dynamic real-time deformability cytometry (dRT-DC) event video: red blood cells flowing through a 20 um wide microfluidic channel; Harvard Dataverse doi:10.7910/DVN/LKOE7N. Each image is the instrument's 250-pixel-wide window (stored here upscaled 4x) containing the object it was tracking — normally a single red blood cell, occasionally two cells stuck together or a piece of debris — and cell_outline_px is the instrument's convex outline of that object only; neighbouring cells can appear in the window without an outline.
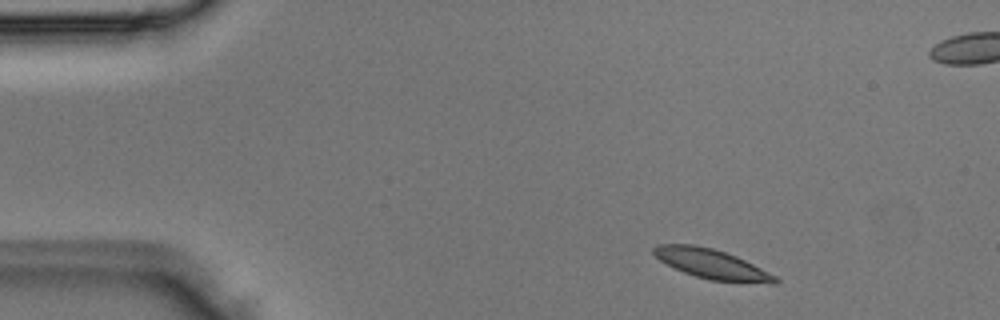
{"species": "Egyptian fruit bat (a non-hibernating species)", "species_latin": "Rousettus aegyptiacus", "temperature_condition": "room temperature", "stored_images_in_passage": 4, "camera_frame_rate_fps": 3000, "um_per_image_px": 0.085, "animal": {"sex": "male"}, "frame": {"image": 1, "passage_image": 1, "time_ms": 0.0, "image_size_px": [1000, 320], "cell_outline_px": [[780, 280], [776, 284], [772, 284], [712, 280], [696, 276], [684, 272], [660, 260], [652, 252], [652, 248], [656, 244], [696, 244], [712, 248], [736, 256], [776, 276]], "centroid_in_image_um": [60.49, 22.43], "position_along_channel_um": 24.5, "area_um2": 20.75}}
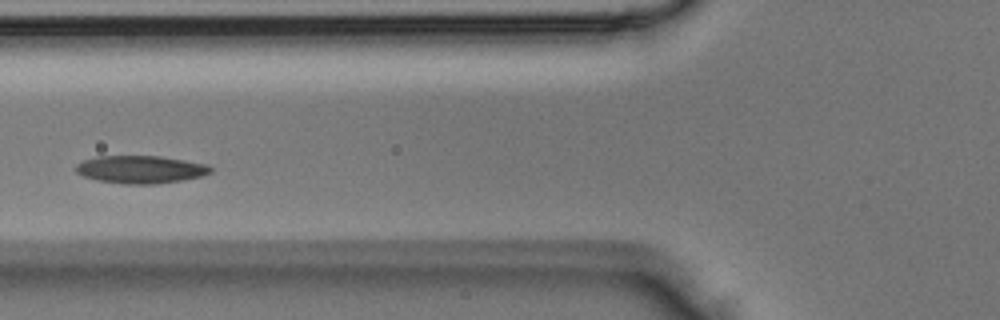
{"frame": {"image": 2, "passage_image": 4, "time_ms": 1.0, "image_size_px": [1000, 320], "cell_outline_px": [[212, 172], [204, 176], [184, 180], [152, 184], [124, 184], [96, 180], [84, 176], [76, 172], [76, 164], [84, 160], [96, 156], [160, 156], [208, 164], [212, 168]], "centroid_in_image_um": [11.98, 14.4], "position_along_channel_um": 113.8, "area_um2": 21.91}}